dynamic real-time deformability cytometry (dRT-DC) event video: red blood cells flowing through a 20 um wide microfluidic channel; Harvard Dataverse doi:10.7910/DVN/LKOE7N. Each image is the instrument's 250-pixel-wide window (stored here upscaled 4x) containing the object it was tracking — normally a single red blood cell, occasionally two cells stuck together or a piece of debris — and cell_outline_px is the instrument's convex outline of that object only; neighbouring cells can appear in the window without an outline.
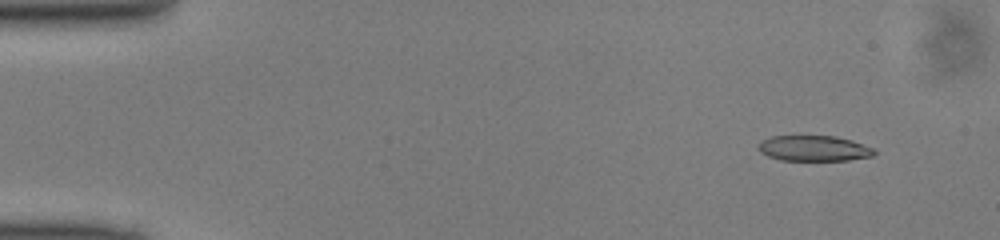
{"species": "common noctule bat (a hibernating species)", "species_latin": "Nyctalus noctula", "temperature_condition": "cold", "stored_images_in_passage": 46, "camera_frame_rate_fps": 3000, "um_per_image_px": 0.085, "animal": {"sex": "male", "body_mass_g": 13.0, "forearm_length_mm": 53.1}, "frame": {"image": 1, "passage_image": 2, "time_ms": 0.333, "image_size_px": [1000, 240], "cell_outline_px": [[876, 152], [872, 156], [848, 160], [780, 160], [768, 156], [760, 152], [756, 148], [756, 144], [760, 140], [772, 136], [836, 136], [852, 140], [876, 148]], "centroid_in_image_um": [69.16, 12.6], "position_along_channel_um": 15.8, "area_um2": 17.51}}
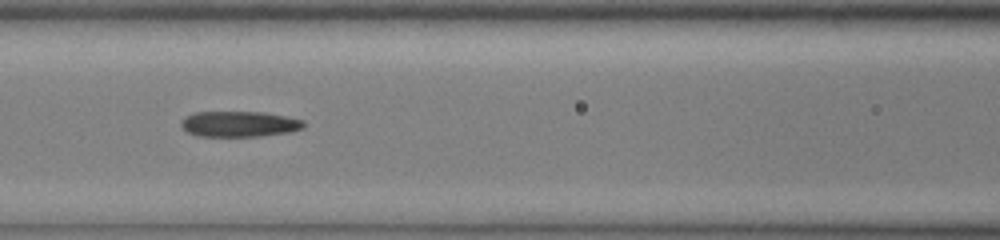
{"frame": {"image": 2, "passage_image": 19, "time_ms": 6.0, "image_size_px": [1000, 240], "cell_outline_px": [[304, 128], [288, 132], [260, 136], [196, 136], [188, 132], [180, 124], [180, 120], [196, 112], [264, 112], [304, 120]], "centroid_in_image_um": [20.34, 10.54], "position_along_channel_um": 146.3, "area_um2": 18.21}}
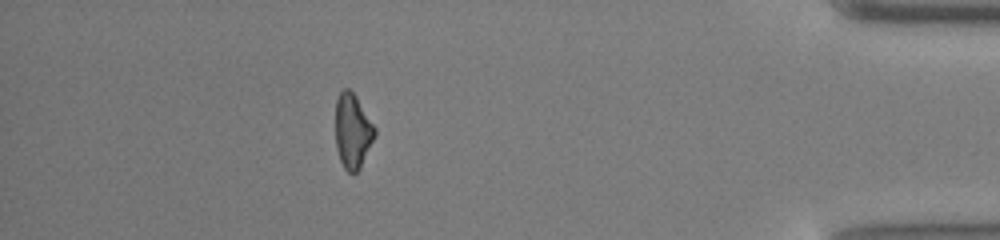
{"frame": {"image": 3, "passage_image": 41, "time_ms": 13.333, "image_size_px": [1000, 240], "cell_outline_px": [[376, 136], [360, 168], [356, 172], [348, 172], [344, 168], [340, 160], [336, 148], [336, 100], [340, 92], [344, 88], [348, 88], [356, 96], [376, 128]], "centroid_in_image_um": [29.98, 11.14], "position_along_channel_um": 405.2, "area_um2": 17.11}}